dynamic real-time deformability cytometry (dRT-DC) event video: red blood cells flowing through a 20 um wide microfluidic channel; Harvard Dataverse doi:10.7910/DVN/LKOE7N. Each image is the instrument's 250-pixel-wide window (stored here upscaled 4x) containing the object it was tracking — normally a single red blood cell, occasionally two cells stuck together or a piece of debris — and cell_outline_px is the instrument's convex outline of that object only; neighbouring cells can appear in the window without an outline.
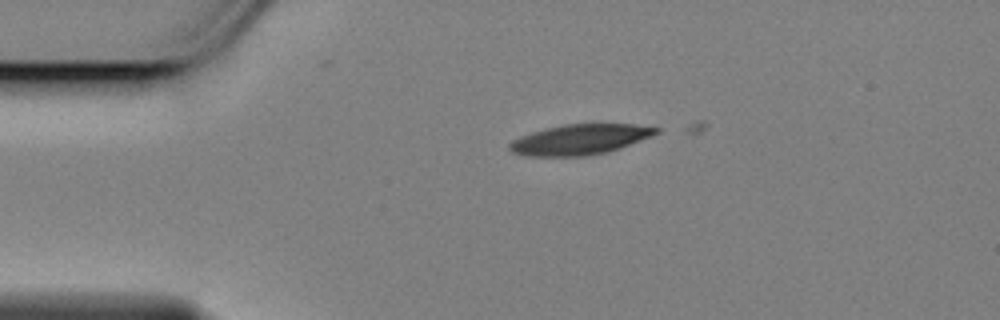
{"species": "Egyptian fruit bat (a non-hibernating species)", "species_latin": "Rousettus aegyptiacus", "temperature_condition": "cold", "stored_images_in_passage": 10, "camera_frame_rate_fps": 3000, "um_per_image_px": 0.085, "animal": {"sex": "female"}, "frame": {"image": 1, "passage_image": 3, "time_ms": 0.667, "image_size_px": [1000, 320], "cell_outline_px": [[660, 132], [652, 136], [620, 148], [608, 152], [584, 156], [524, 156], [512, 152], [508, 148], [508, 144], [512, 140], [532, 132], [544, 128], [564, 124], [636, 124], [660, 128]], "centroid_in_image_um": [49.29, 11.85], "position_along_channel_um": 35.7, "area_um2": 26.01}}
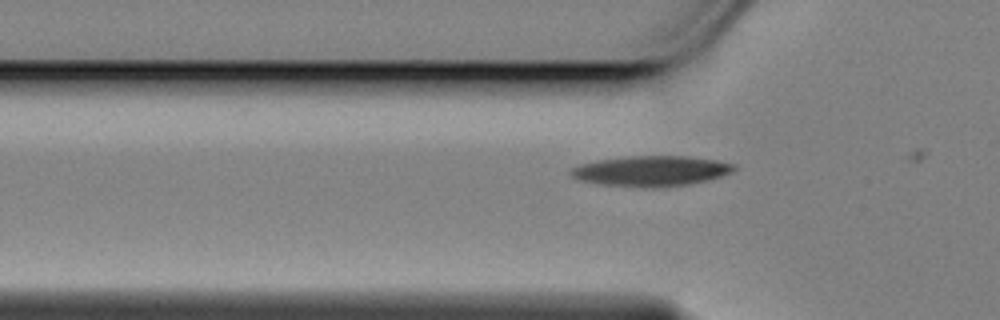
{"frame": {"image": 2, "passage_image": 9, "time_ms": 2.667, "image_size_px": [1000, 320], "cell_outline_px": [[736, 168], [732, 172], [720, 176], [688, 184], [604, 184], [580, 180], [572, 176], [568, 172], [572, 168], [580, 164], [600, 160], [628, 156], [688, 156], [716, 160], [736, 164]], "centroid_in_image_um": [55.37, 14.47], "position_along_channel_um": 70.4, "area_um2": 27.28}}